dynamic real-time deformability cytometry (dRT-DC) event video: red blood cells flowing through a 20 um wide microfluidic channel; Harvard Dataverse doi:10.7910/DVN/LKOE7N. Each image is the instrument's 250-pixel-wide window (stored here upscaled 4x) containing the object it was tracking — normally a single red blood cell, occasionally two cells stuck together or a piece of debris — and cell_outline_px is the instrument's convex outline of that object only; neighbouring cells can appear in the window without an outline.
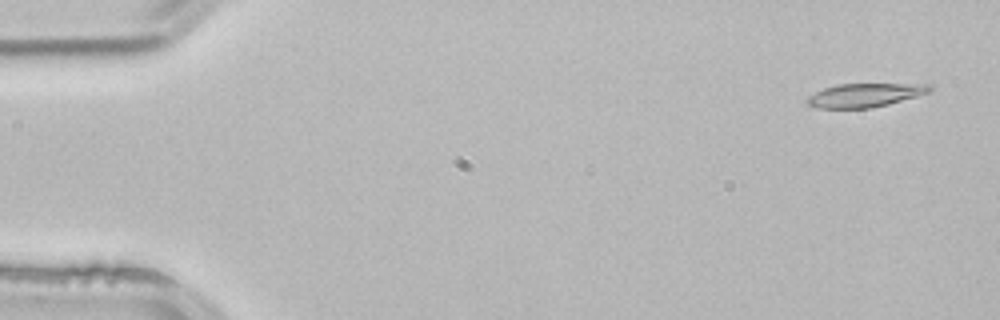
{"species": "common noctule bat (a hibernating species)", "species_latin": "Nyctalus noctula", "temperature_condition": "room temperature", "stored_images_in_passage": 5, "camera_frame_rate_fps": 3000, "um_per_image_px": 0.085, "animal": {"sex": "male", "body_mass_g": 21.5, "forearm_length_mm": 52.0}, "frame": {"image": 1, "passage_image": 1, "time_ms": 0.0, "image_size_px": [1000, 320], "cell_outline_px": [[932, 92], [888, 104], [872, 108], [816, 108], [808, 104], [804, 100], [808, 96], [824, 88], [836, 84], [932, 84]], "centroid_in_image_um": [73.52, 8.09], "position_along_channel_um": 11.5, "area_um2": 16.99}}
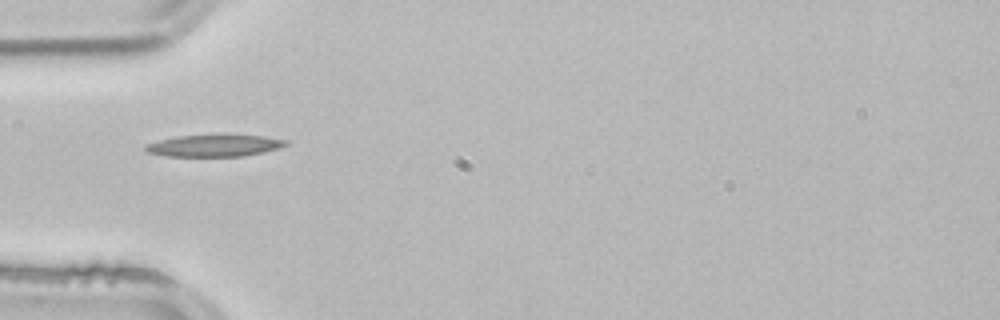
{"frame": {"image": 2, "passage_image": 4, "time_ms": 1.0, "image_size_px": [1000, 320], "cell_outline_px": [[288, 144], [276, 148], [244, 156], [164, 156], [148, 152], [144, 148], [148, 144], [160, 140], [176, 136], [264, 136], [288, 140]], "centroid_in_image_um": [18.19, 12.39], "position_along_channel_um": 66.8, "area_um2": 17.22}}